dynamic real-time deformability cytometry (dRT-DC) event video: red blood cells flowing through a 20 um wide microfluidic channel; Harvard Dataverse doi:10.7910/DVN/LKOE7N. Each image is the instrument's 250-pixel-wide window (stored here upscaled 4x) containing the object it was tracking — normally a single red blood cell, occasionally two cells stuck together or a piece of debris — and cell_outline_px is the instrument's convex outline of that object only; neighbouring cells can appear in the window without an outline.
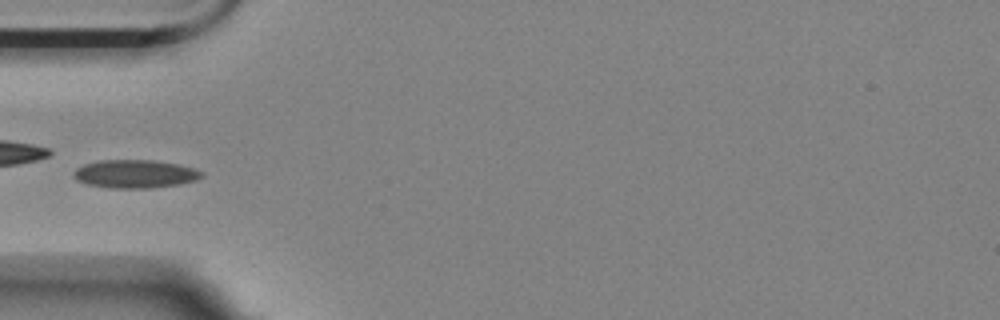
{"species": "Egyptian fruit bat (a non-hibernating species)", "species_latin": "Rousettus aegyptiacus", "temperature_condition": "room temperature", "stored_images_in_passage": 6, "camera_frame_rate_fps": 3000, "um_per_image_px": 0.085, "animal": {"sex": "female"}, "frame": {"image": 1, "passage_image": 6, "time_ms": 5.667, "image_size_px": [1000, 320], "cell_outline_px": [[204, 176], [196, 180], [180, 184], [152, 188], [108, 188], [88, 184], [76, 180], [72, 176], [72, 172], [76, 168], [84, 164], [100, 160], [152, 160], [176, 164], [192, 168], [204, 172]], "centroid_in_image_um": [11.45, 14.79], "position_along_channel_um": 73.5, "area_um2": 21.15}}